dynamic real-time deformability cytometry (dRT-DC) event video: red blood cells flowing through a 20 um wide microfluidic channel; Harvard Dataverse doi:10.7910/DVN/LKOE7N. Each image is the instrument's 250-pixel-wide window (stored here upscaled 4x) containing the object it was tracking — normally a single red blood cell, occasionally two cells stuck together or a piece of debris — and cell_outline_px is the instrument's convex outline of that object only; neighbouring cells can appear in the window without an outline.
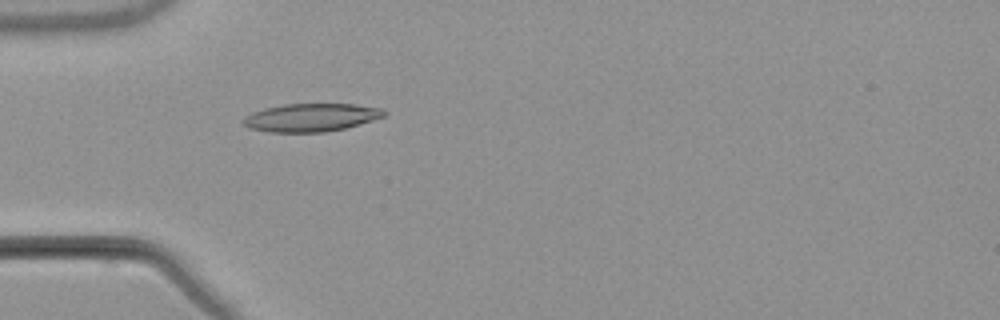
{"species": "common noctule bat (a hibernating species)", "species_latin": "Nyctalus noctula", "temperature_condition": "warm", "stored_images_in_passage": 4, "camera_frame_rate_fps": 3000, "um_per_image_px": 0.085, "animal": {"sex": "male", "body_mass_g": 21.5, "forearm_length_mm": 52.0}, "frame": {"image": 1, "passage_image": 4, "time_ms": 4.667, "image_size_px": [1000, 320], "cell_outline_px": [[384, 116], [372, 120], [344, 128], [324, 132], [268, 132], [252, 128], [244, 124], [240, 120], [244, 116], [252, 112], [264, 108], [284, 104], [352, 104], [380, 108], [384, 112]], "centroid_in_image_um": [26.37, 9.98], "position_along_channel_um": 58.6, "area_um2": 22.77}}